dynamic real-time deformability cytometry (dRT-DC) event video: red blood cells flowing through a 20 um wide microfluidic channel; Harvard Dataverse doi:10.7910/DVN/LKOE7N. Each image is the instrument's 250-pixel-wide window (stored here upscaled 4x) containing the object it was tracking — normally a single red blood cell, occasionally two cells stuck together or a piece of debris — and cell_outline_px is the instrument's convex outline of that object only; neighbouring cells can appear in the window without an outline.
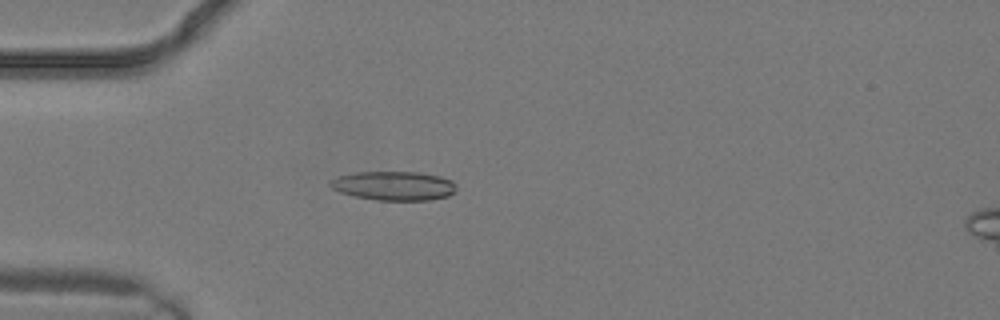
{"species": "common noctule bat (a hibernating species)", "species_latin": "Nyctalus noctula", "temperature_condition": "warm", "stored_images_in_passage": 4, "camera_frame_rate_fps": 3000, "um_per_image_px": 0.085, "animal": {"sex": "male", "body_mass_g": 19.2, "forearm_length_mm": 51.8}, "frame": {"image": 1, "passage_image": 3, "time_ms": 0.667, "image_size_px": [1000, 320], "cell_outline_px": [[456, 192], [448, 196], [432, 200], [376, 200], [356, 196], [340, 192], [332, 188], [328, 184], [328, 180], [336, 176], [356, 172], [420, 172], [440, 176], [452, 180], [456, 184]], "centroid_in_image_um": [33.48, 15.78], "position_along_channel_um": 51.5, "area_um2": 21.62}}